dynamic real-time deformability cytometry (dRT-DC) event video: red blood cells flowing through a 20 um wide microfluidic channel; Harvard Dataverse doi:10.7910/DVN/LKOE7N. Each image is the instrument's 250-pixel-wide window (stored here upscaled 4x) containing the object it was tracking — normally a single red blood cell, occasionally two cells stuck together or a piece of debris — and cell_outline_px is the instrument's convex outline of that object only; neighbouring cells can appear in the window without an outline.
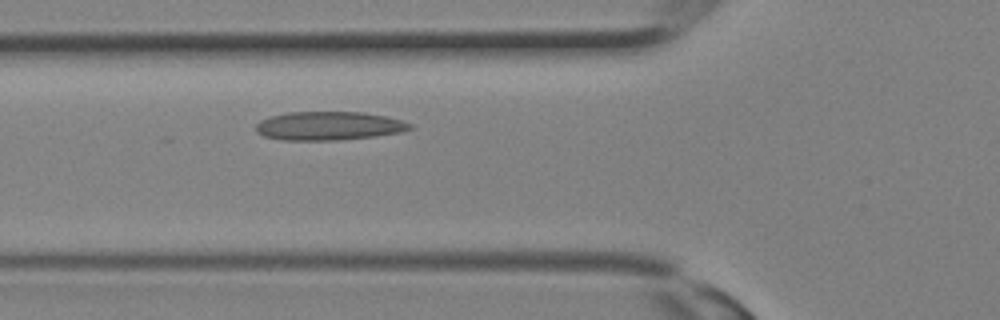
{"species": "Egyptian fruit bat (a non-hibernating species)", "species_latin": "Rousettus aegyptiacus", "temperature_condition": "room temperature", "stored_images_in_passage": 4, "camera_frame_rate_fps": 3000, "um_per_image_px": 0.085, "animal": {"sex": "female"}, "frame": {"image": 1, "passage_image": 4, "time_ms": 1.0, "image_size_px": [1000, 320], "cell_outline_px": [[412, 128], [400, 132], [372, 136], [336, 140], [284, 140], [264, 136], [256, 132], [256, 124], [260, 120], [268, 116], [288, 112], [364, 112], [384, 116], [400, 120], [412, 124]], "centroid_in_image_um": [27.89, 10.69], "position_along_channel_um": 97.9, "area_um2": 25.55}}